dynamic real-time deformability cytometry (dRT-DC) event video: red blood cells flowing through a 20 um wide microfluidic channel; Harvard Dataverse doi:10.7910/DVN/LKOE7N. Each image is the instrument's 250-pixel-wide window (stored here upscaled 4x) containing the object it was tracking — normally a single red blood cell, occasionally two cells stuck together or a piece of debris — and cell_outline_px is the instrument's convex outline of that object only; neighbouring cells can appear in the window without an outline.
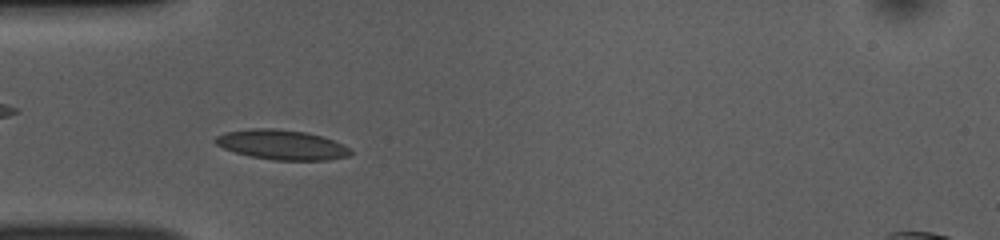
{"species": "common noctule bat (a hibernating species)", "species_latin": "Nyctalus noctula", "temperature_condition": "room temperature", "stored_images_in_passage": 44, "camera_frame_rate_fps": 3000, "um_per_image_px": 0.085, "animal": {"sex": "female", "body_mass_g": 10.0, "forearm_length_mm": 53.1}, "frame": {"image": 1, "passage_image": 8, "time_ms": 2.333, "image_size_px": [1000, 240], "cell_outline_px": [[352, 152], [348, 156], [328, 160], [276, 160], [252, 156], [236, 152], [224, 148], [216, 144], [212, 140], [216, 136], [224, 132], [248, 128], [276, 128], [308, 132], [324, 136], [344, 144], [352, 148]], "centroid_in_image_um": [23.98, 12.28], "position_along_channel_um": 61.0, "area_um2": 23.76}}
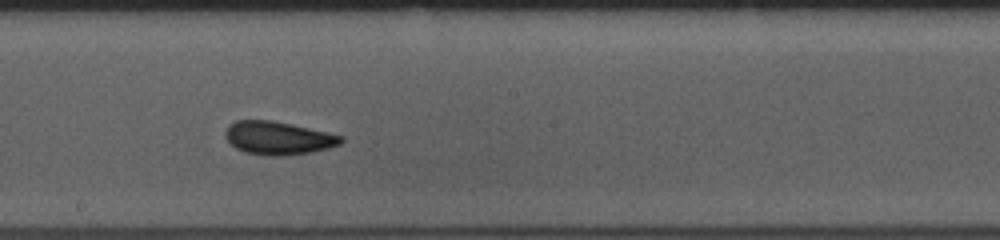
{"frame": {"image": 2, "passage_image": 21, "time_ms": 6.667, "image_size_px": [1000, 240], "cell_outline_px": [[344, 140], [340, 144], [328, 148], [312, 152], [284, 156], [264, 156], [244, 152], [236, 148], [224, 136], [224, 132], [228, 124], [236, 120], [272, 120], [292, 124], [328, 132], [344, 136]], "centroid_in_image_um": [23.64, 11.73], "position_along_channel_um": 224.6, "area_um2": 22.66}}
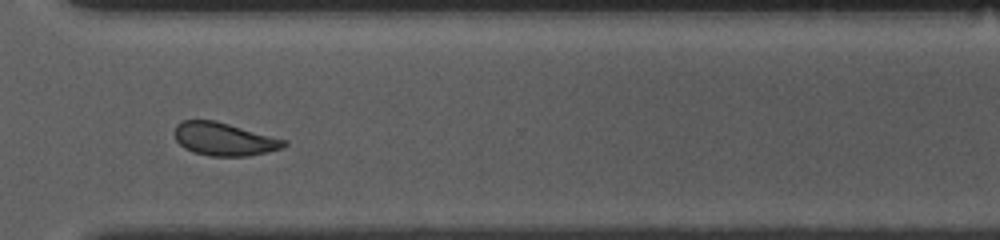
{"frame": {"image": 3, "passage_image": 31, "time_ms": 10.0, "image_size_px": [1000, 240], "cell_outline_px": [[288, 144], [284, 148], [268, 152], [248, 156], [208, 156], [192, 152], [184, 148], [176, 140], [172, 132], [176, 124], [180, 120], [216, 120], [288, 140]], "centroid_in_image_um": [19.04, 11.82], "position_along_channel_um": 351.6, "area_um2": 21.56}, "authors_computed_cell_mechanics": {"area_um2": 21.9062, "velocity_mm_per_s": 3.8087, "shape_relaxation_time_tau1_ms": 3.0041, "shape_relaxation_time_tau2_ms": 1.1872, "deformation_change_tau1": 0.1086, "deformation_change_tau2": 0.0823}}